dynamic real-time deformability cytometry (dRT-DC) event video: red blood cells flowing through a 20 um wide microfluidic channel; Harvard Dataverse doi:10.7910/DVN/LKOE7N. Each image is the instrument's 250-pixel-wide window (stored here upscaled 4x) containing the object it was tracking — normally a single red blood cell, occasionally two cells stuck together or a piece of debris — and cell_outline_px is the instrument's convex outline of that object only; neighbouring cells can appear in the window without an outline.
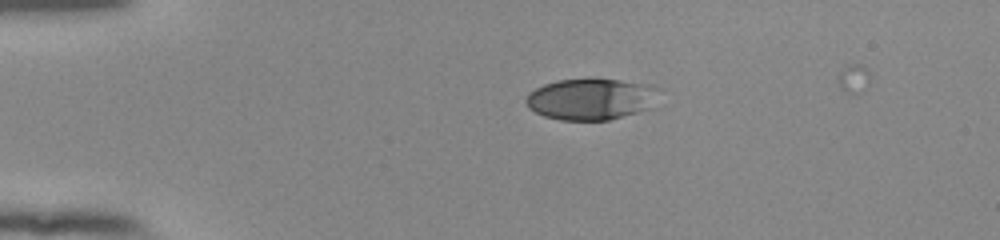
{"species": "human", "species_latin": "Homo sapiens", "temperature_condition": "room temperature", "stored_images_in_passage": 43, "camera_frame_rate_fps": 3000, "um_per_image_px": 0.085, "donor": {"sex": "female"}, "frame": {"image": 1, "passage_image": 1, "time_ms": 0.0, "image_size_px": [1000, 240], "cell_outline_px": [[660, 88], [648, 108], [636, 112], [608, 120], [560, 120], [544, 116], [528, 108], [524, 100], [528, 92], [544, 84], [556, 80], [588, 76], [652, 84]], "centroid_in_image_um": [50.17, 8.37], "position_along_channel_um": 34.8, "area_um2": 32.66}}
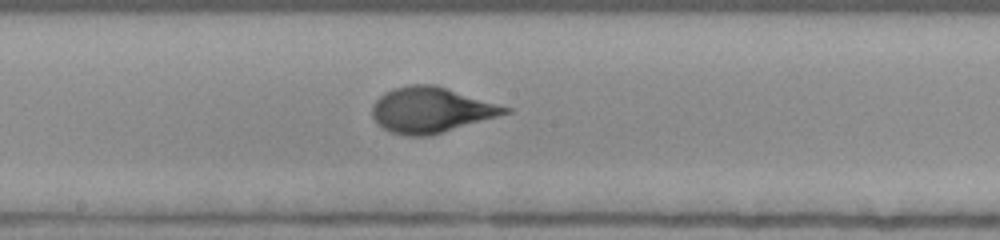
{"frame": {"image": 2, "passage_image": 19, "time_ms": 6.0, "image_size_px": [1000, 240], "cell_outline_px": [[512, 112], [432, 136], [408, 136], [388, 132], [372, 116], [372, 104], [384, 92], [408, 84], [436, 84], [512, 108]], "centroid_in_image_um": [36.66, 9.35], "position_along_channel_um": 211.5, "area_um2": 35.49}}
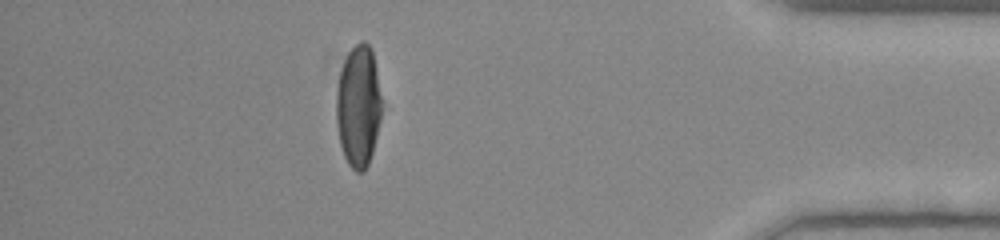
{"frame": {"image": 3, "passage_image": 37, "time_ms": 12.0, "image_size_px": [1000, 240], "cell_outline_px": [[380, 120], [372, 152], [368, 164], [364, 172], [356, 172], [348, 164], [344, 156], [340, 144], [336, 124], [336, 92], [340, 68], [348, 52], [360, 40], [364, 40], [372, 48], [376, 68], [380, 96]], "centroid_in_image_um": [30.43, 9.0], "position_along_channel_um": 404.8, "area_um2": 32.25}, "authors_computed_cell_mechanics": {"area_um2": 33.6396, "velocity_mm_per_s": 3.8549, "shape_relaxation_time_tau1_ms": 4.4767, "shape_relaxation_time_tau2_ms": null, "deformation_change_tau1": 0.2166, "deformation_change_tau2": null}}